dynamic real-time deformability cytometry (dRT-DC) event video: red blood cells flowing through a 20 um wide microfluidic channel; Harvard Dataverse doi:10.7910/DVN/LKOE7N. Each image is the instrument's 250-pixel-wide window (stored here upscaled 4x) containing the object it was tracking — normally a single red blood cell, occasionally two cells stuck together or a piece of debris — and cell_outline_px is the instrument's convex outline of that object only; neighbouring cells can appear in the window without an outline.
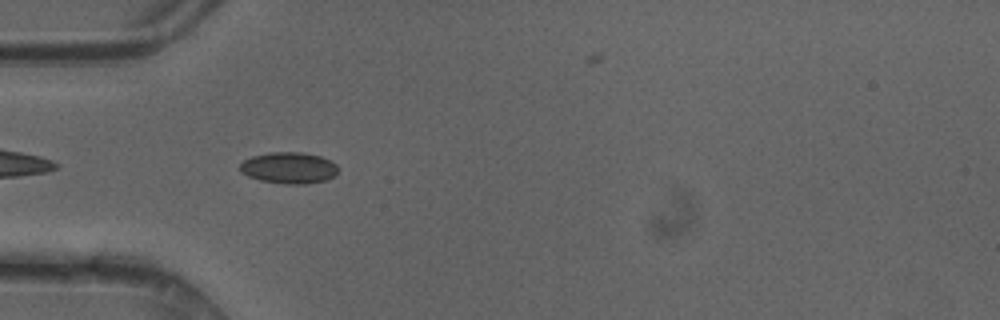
{"species": "common noctule bat (a hibernating species)", "species_latin": "Nyctalus noctula", "temperature_condition": "cold", "stored_images_in_passage": 14, "camera_frame_rate_fps": 3000, "um_per_image_px": 0.085, "animal": {"sex": "female"}, "frame": {"image": 1, "passage_image": 2, "time_ms": 0.333, "image_size_px": [1000, 320], "cell_outline_px": [[340, 168], [336, 176], [324, 180], [304, 184], [284, 184], [260, 180], [248, 176], [240, 172], [240, 164], [244, 160], [252, 156], [268, 152], [300, 152], [320, 156], [336, 164]], "centroid_in_image_um": [24.56, 14.27], "position_along_channel_um": 60.4, "area_um2": 18.03}}
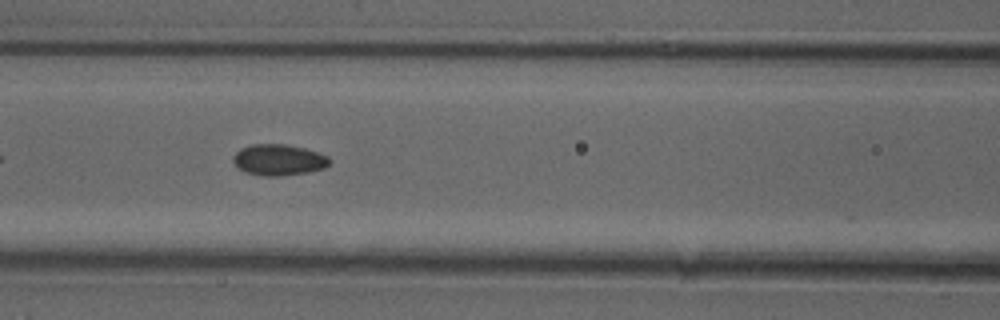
{"frame": {"image": 2, "passage_image": 8, "time_ms": 2.333, "image_size_px": [1000, 320], "cell_outline_px": [[332, 160], [324, 168], [308, 172], [280, 176], [264, 176], [244, 172], [232, 160], [232, 156], [240, 148], [252, 144], [284, 144], [304, 148], [328, 156]], "centroid_in_image_um": [23.68, 13.59], "position_along_channel_um": 142.9, "area_um2": 17.46}}
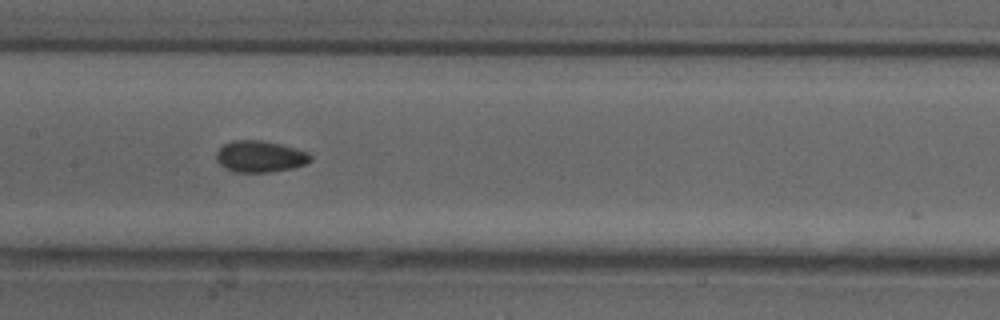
{"frame": {"image": 3, "passage_image": 11, "time_ms": 3.333, "image_size_px": [1000, 320], "cell_outline_px": [[312, 160], [304, 164], [292, 168], [272, 172], [236, 172], [220, 164], [216, 160], [216, 152], [224, 144], [232, 140], [260, 140], [280, 144], [308, 152], [312, 156]], "centroid_in_image_um": [22.11, 13.3], "position_along_channel_um": 185.3, "area_um2": 17.17}}